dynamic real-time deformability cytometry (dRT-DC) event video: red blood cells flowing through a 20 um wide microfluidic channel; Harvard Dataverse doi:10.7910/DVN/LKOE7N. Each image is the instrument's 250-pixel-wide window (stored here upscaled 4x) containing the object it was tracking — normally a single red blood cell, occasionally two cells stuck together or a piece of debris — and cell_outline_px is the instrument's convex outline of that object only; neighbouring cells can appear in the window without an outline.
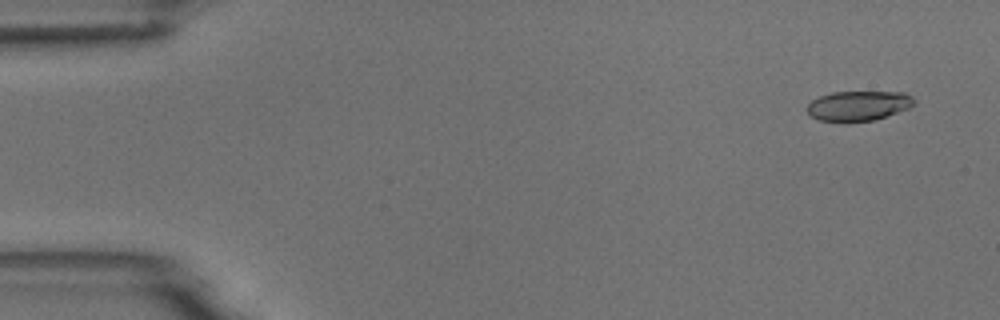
{"species": "common noctule bat (a hibernating species)", "species_latin": "Nyctalus noctula", "temperature_condition": "room temperature", "stored_images_in_passage": 5, "camera_frame_rate_fps": 3000, "um_per_image_px": 0.085, "animal": {"sex": "male", "body_mass_g": 18.8}, "frame": {"image": 1, "passage_image": 1, "time_ms": 0.0, "image_size_px": [1000, 320], "cell_outline_px": [[916, 104], [908, 108], [872, 120], [848, 124], [844, 124], [820, 120], [812, 116], [804, 108], [812, 100], [820, 96], [832, 92], [904, 92], [912, 96], [916, 100]], "centroid_in_image_um": [72.93, 9.01], "position_along_channel_um": 12.1, "area_um2": 19.02}}
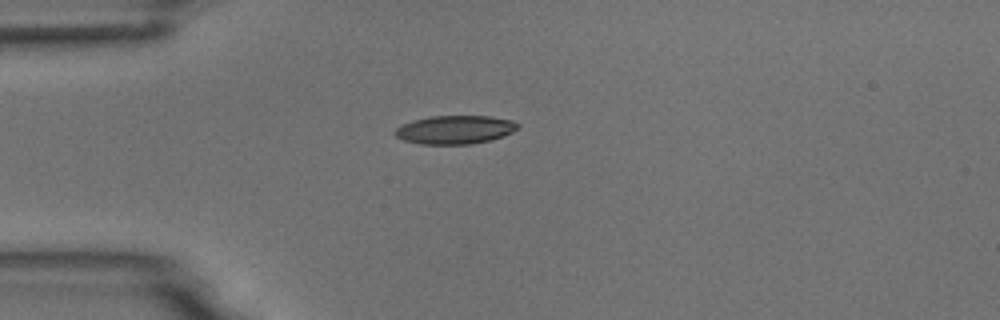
{"frame": {"image": 2, "passage_image": 4, "time_ms": 3.667, "image_size_px": [1000, 320], "cell_outline_px": [[520, 128], [504, 136], [488, 140], [468, 144], [420, 144], [404, 140], [396, 136], [392, 132], [400, 124], [412, 120], [428, 116], [488, 116], [512, 120], [520, 124]], "centroid_in_image_um": [38.65, 11.01], "position_along_channel_um": 46.4, "area_um2": 20.52}}